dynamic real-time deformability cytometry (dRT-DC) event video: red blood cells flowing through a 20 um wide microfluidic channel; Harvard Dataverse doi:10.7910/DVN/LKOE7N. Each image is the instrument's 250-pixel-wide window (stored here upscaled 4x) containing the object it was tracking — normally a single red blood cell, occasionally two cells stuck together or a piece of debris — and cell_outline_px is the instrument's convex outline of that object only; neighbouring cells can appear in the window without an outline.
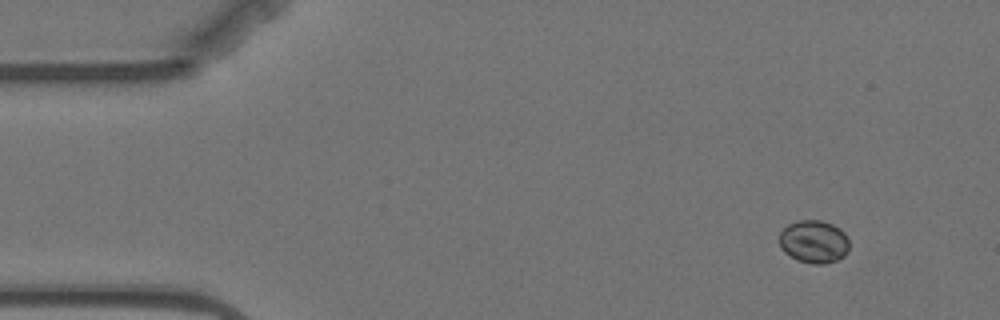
{"species": "Egyptian fruit bat (a non-hibernating species)", "species_latin": "Rousettus aegyptiacus", "temperature_condition": "warm", "stored_images_in_passage": 6, "camera_frame_rate_fps": 3000, "um_per_image_px": 0.085, "animal": {"sex": "female"}, "frame": {"image": 1, "passage_image": 1, "time_ms": 0.0, "image_size_px": [1000, 320], "cell_outline_px": [[848, 252], [844, 256], [836, 260], [824, 264], [812, 264], [796, 260], [784, 252], [780, 248], [780, 232], [788, 224], [796, 220], [820, 220], [832, 224], [840, 228], [844, 232], [848, 240]], "centroid_in_image_um": [69.17, 20.54], "position_along_channel_um": 15.8, "area_um2": 17.63}}
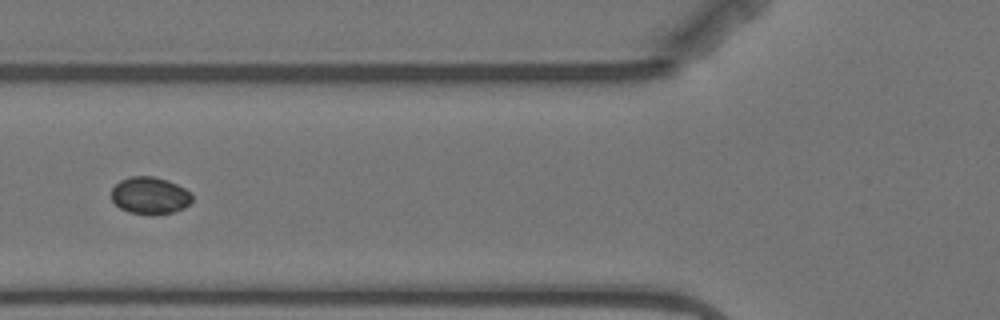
{"frame": {"image": 2, "passage_image": 5, "time_ms": 5.333, "image_size_px": [1000, 320], "cell_outline_px": [[192, 200], [184, 208], [172, 212], [152, 216], [148, 216], [128, 212], [120, 208], [112, 200], [112, 188], [120, 180], [128, 176], [152, 176], [168, 180], [184, 188], [192, 196]], "centroid_in_image_um": [12.72, 16.63], "position_along_channel_um": 113.1, "area_um2": 17.63}}
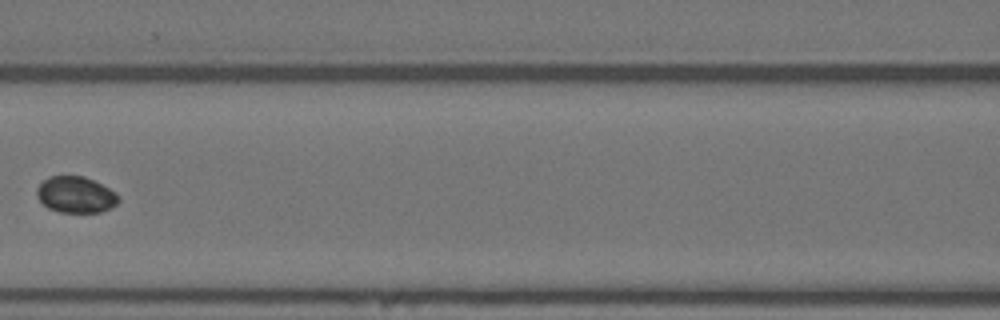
{"frame": {"image": 3, "passage_image": 6, "time_ms": 6.667, "image_size_px": [1000, 320], "cell_outline_px": [[120, 200], [116, 204], [100, 212], [60, 212], [48, 208], [36, 196], [36, 188], [48, 176], [84, 176], [116, 192], [120, 196]], "centroid_in_image_um": [6.42, 16.54], "position_along_channel_um": 160.2, "area_um2": 17.17}}